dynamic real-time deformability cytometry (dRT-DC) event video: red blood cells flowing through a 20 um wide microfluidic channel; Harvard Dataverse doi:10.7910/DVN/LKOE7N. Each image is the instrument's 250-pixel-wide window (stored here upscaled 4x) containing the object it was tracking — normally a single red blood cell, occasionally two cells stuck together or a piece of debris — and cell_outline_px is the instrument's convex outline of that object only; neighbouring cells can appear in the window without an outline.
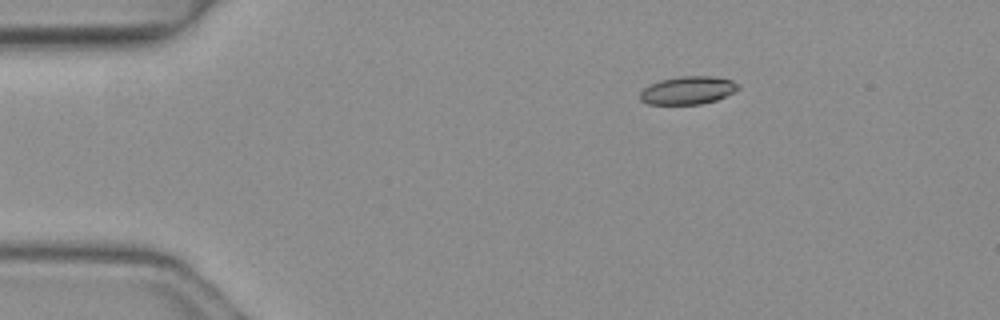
{"species": "common noctule bat (a hibernating species)", "species_latin": "Nyctalus noctula", "temperature_condition": "warm", "stored_images_in_passage": 4, "camera_frame_rate_fps": 3000, "um_per_image_px": 0.085, "animal": {"sex": "female", "body_mass_g": 19.3, "forearm_length_mm": 54.1}, "frame": {"image": 1, "passage_image": 2, "time_ms": 0.333, "image_size_px": [1000, 320], "cell_outline_px": [[740, 88], [716, 100], [700, 104], [648, 104], [640, 100], [640, 92], [648, 84], [660, 80], [680, 76], [712, 76], [732, 80], [740, 84]], "centroid_in_image_um": [58.45, 7.67], "position_along_channel_um": 26.5, "area_um2": 16.01}}
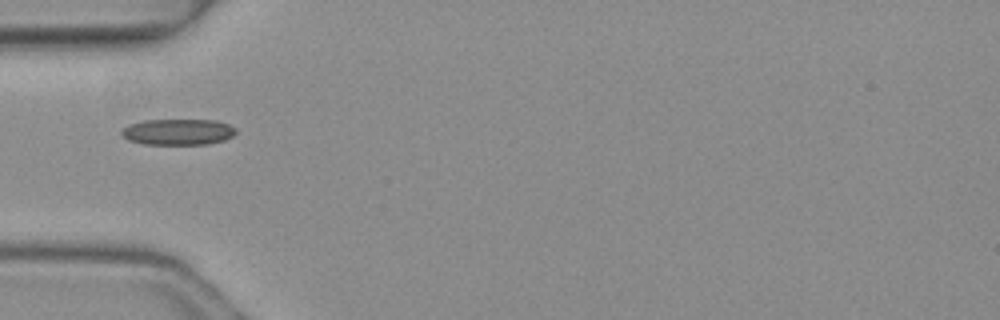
{"frame": {"image": 2, "passage_image": 4, "time_ms": 1.0, "image_size_px": [1000, 320], "cell_outline_px": [[236, 132], [232, 136], [224, 140], [208, 144], [144, 144], [128, 140], [120, 132], [128, 124], [144, 120], [216, 120], [228, 124], [236, 128]], "centroid_in_image_um": [15.14, 11.21], "position_along_channel_um": 69.9, "area_um2": 17.34}}